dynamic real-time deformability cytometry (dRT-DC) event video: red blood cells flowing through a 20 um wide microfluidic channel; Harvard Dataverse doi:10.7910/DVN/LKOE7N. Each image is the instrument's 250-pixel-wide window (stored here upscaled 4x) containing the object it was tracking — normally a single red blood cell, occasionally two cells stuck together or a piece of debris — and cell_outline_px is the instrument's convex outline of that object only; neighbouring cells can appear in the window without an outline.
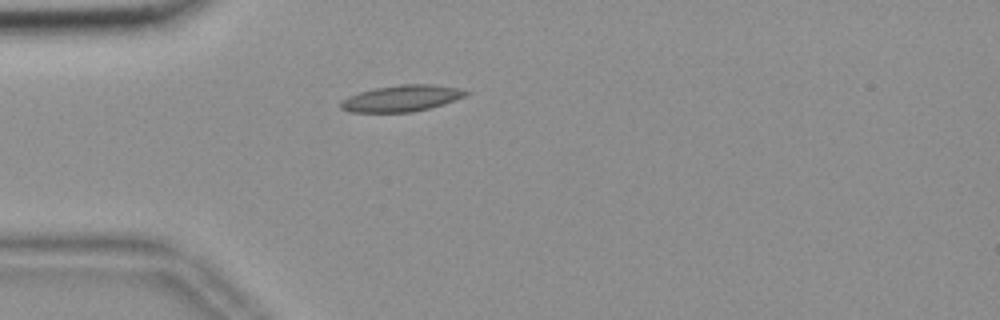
{"species": "common noctule bat (a hibernating species)", "species_latin": "Nyctalus noctula", "temperature_condition": "room temperature", "stored_images_in_passage": 33, "camera_frame_rate_fps": 3000, "um_per_image_px": 0.085, "animal": {"sex": "female", "body_mass_g": 18.4}, "frame": {"image": 1, "passage_image": 1, "time_ms": 0.0, "image_size_px": [1000, 320], "cell_outline_px": [[468, 92], [464, 96], [428, 108], [412, 112], [352, 112], [340, 108], [340, 100], [348, 96], [360, 92], [376, 88], [400, 84], [432, 84], [460, 88]], "centroid_in_image_um": [34.07, 8.35], "position_along_channel_um": 50.9, "area_um2": 18.9}}
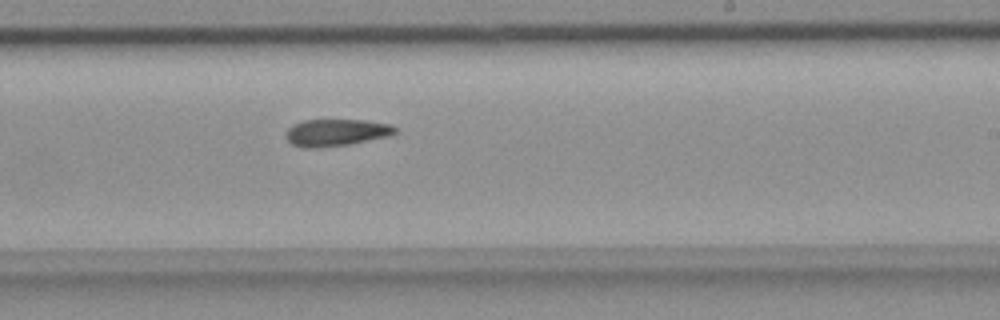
{"frame": {"image": 2, "passage_image": 19, "time_ms": 6.0, "image_size_px": [1000, 320], "cell_outline_px": [[396, 132], [388, 136], [348, 144], [312, 148], [304, 148], [292, 144], [284, 136], [284, 132], [292, 124], [304, 120], [364, 120], [392, 124], [396, 128]], "centroid_in_image_um": [28.53, 11.25], "position_along_channel_um": 260.5, "area_um2": 17.17}}
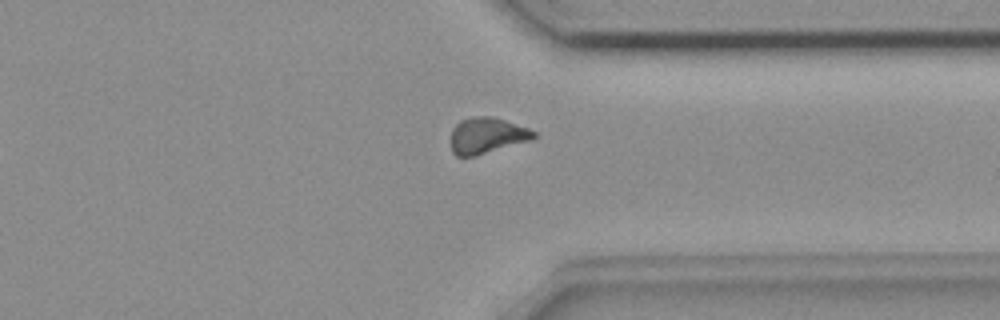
{"frame": {"image": 3, "passage_image": 28, "time_ms": 9.0, "image_size_px": [1000, 320], "cell_outline_px": [[536, 136], [532, 140], [472, 156], [456, 156], [452, 152], [452, 128], [460, 120], [472, 116], [492, 116], [528, 128], [536, 132]], "centroid_in_image_um": [41.38, 11.5], "position_along_channel_um": 370.0, "area_um2": 17.22}}